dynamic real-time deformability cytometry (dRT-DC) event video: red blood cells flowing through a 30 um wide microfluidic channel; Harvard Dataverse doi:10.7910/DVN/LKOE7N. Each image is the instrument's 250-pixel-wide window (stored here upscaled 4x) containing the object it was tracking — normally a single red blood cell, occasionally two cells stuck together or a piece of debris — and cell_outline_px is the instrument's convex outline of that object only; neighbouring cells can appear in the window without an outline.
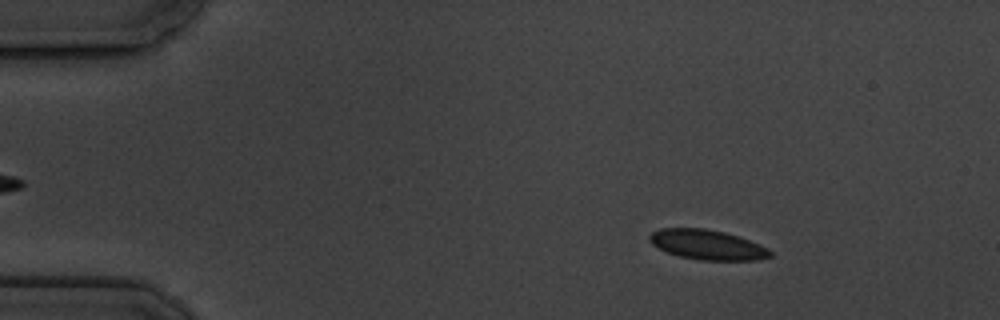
{"species": "common noctule bat (a hibernating species)", "species_latin": "Nyctalus noctula", "temperature_condition": "cold", "stored_images_in_passage": 3, "camera_frame_rate_fps": 3000, "um_per_image_px": 0.085, "animal": {"sex": "male", "body_mass_g": 19.5, "forearm_length_mm": 54.6}, "frame": {"image": 1, "passage_image": 1, "time_ms": 0.0, "image_size_px": [1000, 320], "cell_outline_px": [[772, 256], [760, 260], [700, 260], [680, 256], [668, 252], [652, 244], [648, 240], [648, 236], [652, 232], [660, 228], [704, 228], [724, 232], [760, 244], [768, 248], [772, 252]], "centroid_in_image_um": [60.13, 20.8], "position_along_channel_um": 24.9, "area_um2": 20.92}}